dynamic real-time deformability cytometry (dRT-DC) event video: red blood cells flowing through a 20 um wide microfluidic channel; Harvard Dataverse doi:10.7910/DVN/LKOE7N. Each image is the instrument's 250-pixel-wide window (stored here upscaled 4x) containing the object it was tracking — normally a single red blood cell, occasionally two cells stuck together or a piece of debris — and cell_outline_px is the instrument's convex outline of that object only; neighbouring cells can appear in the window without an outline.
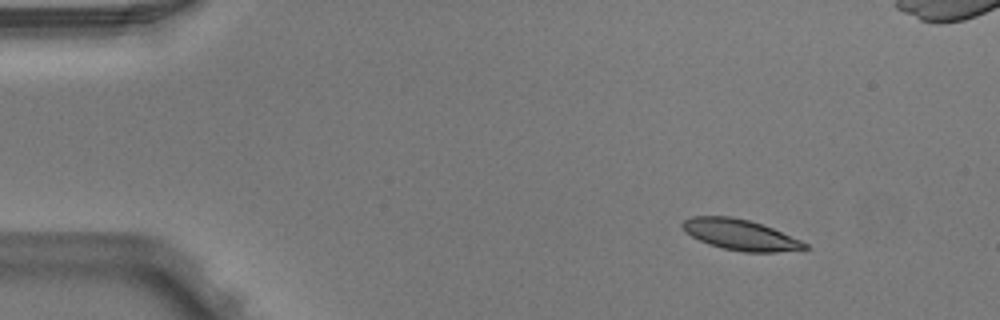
{"species": "Egyptian fruit bat (a non-hibernating species)", "species_latin": "Rousettus aegyptiacus", "temperature_condition": "warm", "stored_images_in_passage": 3, "camera_frame_rate_fps": 3000, "um_per_image_px": 0.085, "animal": {"sex": "male"}, "frame": {"image": 1, "passage_image": 1, "time_ms": 0.0, "image_size_px": [1000, 320], "cell_outline_px": [[812, 248], [776, 252], [744, 252], [724, 248], [708, 244], [684, 232], [680, 224], [684, 220], [692, 216], [732, 216], [748, 220], [772, 228], [800, 240], [808, 244]], "centroid_in_image_um": [62.9, 19.95], "position_along_channel_um": 22.1, "area_um2": 21.79}}